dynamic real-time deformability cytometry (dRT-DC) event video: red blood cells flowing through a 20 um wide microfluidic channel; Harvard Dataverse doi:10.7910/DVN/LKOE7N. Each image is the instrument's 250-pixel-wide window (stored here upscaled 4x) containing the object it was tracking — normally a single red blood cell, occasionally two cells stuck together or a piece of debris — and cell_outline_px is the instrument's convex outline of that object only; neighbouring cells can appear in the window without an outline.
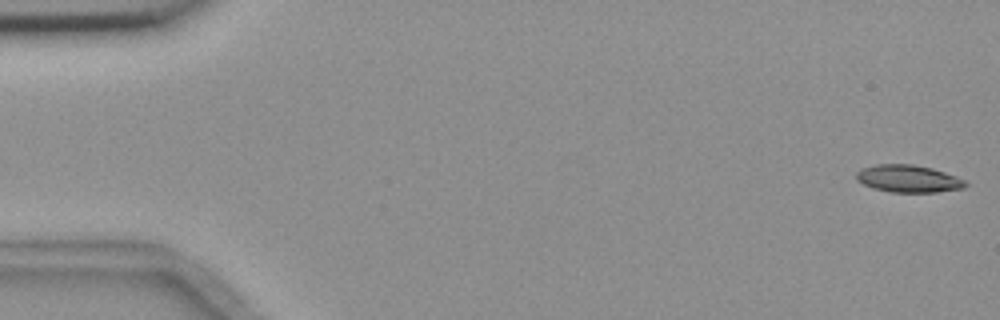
{"species": "common noctule bat (a hibernating species)", "species_latin": "Nyctalus noctula", "temperature_condition": "room temperature", "stored_images_in_passage": 5, "camera_frame_rate_fps": 3000, "um_per_image_px": 0.085, "animal": {"sex": "female", "body_mass_g": 18.4}, "frame": {"image": 1, "passage_image": 1, "time_ms": 0.0, "image_size_px": [1000, 320], "cell_outline_px": [[968, 184], [964, 188], [936, 192], [888, 192], [872, 188], [856, 180], [856, 172], [860, 168], [876, 164], [912, 164], [932, 168], [956, 176], [964, 180]], "centroid_in_image_um": [77.18, 15.18], "position_along_channel_um": 7.8, "area_um2": 17.51}}
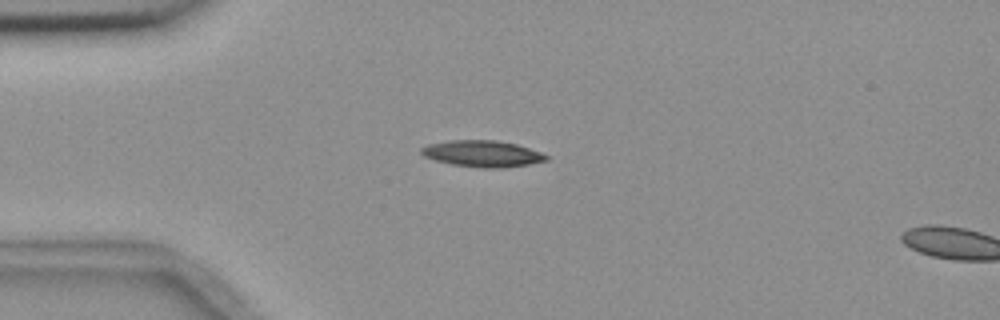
{"frame": {"image": 2, "passage_image": 5, "time_ms": 4.333, "image_size_px": [1000, 320], "cell_outline_px": [[548, 160], [528, 164], [500, 168], [484, 168], [452, 164], [436, 160], [424, 156], [420, 152], [420, 148], [428, 144], [448, 140], [496, 140], [516, 144], [540, 152], [548, 156]], "centroid_in_image_um": [40.98, 13.05], "position_along_channel_um": 44.0, "area_um2": 19.07}}